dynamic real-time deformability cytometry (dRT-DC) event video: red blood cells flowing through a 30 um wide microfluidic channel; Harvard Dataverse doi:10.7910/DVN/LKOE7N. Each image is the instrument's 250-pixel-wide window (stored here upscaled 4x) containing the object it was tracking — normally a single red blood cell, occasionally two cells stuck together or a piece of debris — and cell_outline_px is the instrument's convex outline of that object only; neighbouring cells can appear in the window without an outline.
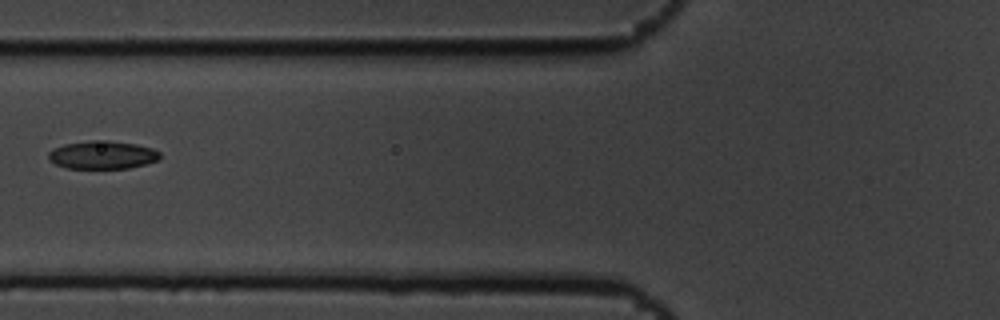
{"species": "common noctule bat (a hibernating species)", "species_latin": "Nyctalus noctula", "temperature_condition": "cold", "stored_images_in_passage": 10, "camera_frame_rate_fps": 3000, "um_per_image_px": 0.085, "animal": {"sex": "male", "body_mass_g": 19.5, "forearm_length_mm": 54.6}, "frame": {"image": 1, "passage_image": 7, "time_ms": 2.0, "image_size_px": [1000, 320], "cell_outline_px": [[160, 160], [148, 164], [128, 168], [68, 168], [56, 164], [48, 160], [48, 152], [52, 148], [64, 144], [92, 140], [108, 140], [136, 144], [152, 148], [160, 152]], "centroid_in_image_um": [8.72, 13.16], "position_along_channel_um": 117.1, "area_um2": 18.44}}
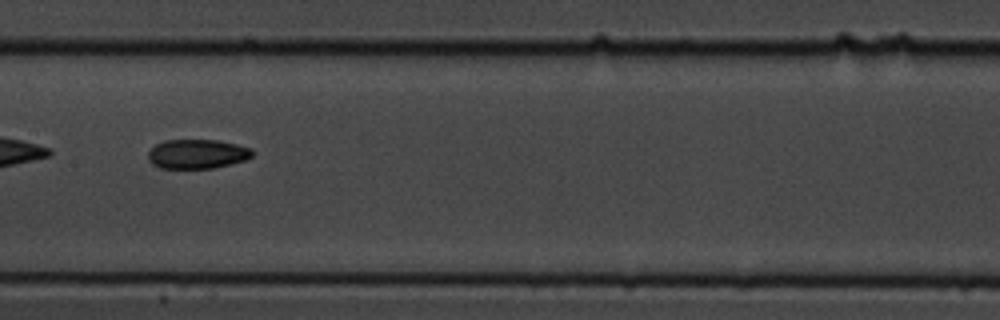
{"frame": {"image": 2, "passage_image": 9, "time_ms": 2.667, "image_size_px": [1000, 320], "cell_outline_px": [[252, 156], [244, 160], [212, 168], [160, 168], [152, 164], [148, 160], [148, 152], [156, 144], [164, 140], [216, 140], [236, 144], [252, 148]], "centroid_in_image_um": [16.73, 13.08], "position_along_channel_um": 190.7, "area_um2": 17.69}}
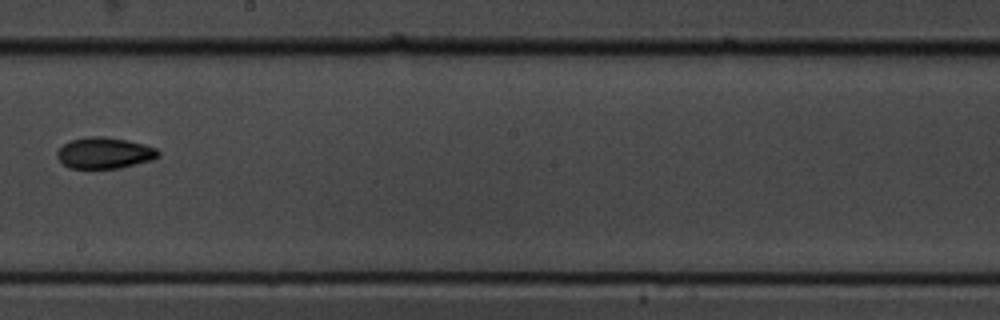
{"frame": {"image": 3, "passage_image": 10, "time_ms": 3.0, "image_size_px": [1000, 320], "cell_outline_px": [[160, 156], [152, 160], [120, 168], [68, 168], [56, 156], [56, 152], [64, 144], [72, 140], [92, 136], [100, 136], [128, 140], [144, 144], [156, 148], [160, 152]], "centroid_in_image_um": [8.91, 13.01], "position_along_channel_um": 239.3, "area_um2": 18.32}}